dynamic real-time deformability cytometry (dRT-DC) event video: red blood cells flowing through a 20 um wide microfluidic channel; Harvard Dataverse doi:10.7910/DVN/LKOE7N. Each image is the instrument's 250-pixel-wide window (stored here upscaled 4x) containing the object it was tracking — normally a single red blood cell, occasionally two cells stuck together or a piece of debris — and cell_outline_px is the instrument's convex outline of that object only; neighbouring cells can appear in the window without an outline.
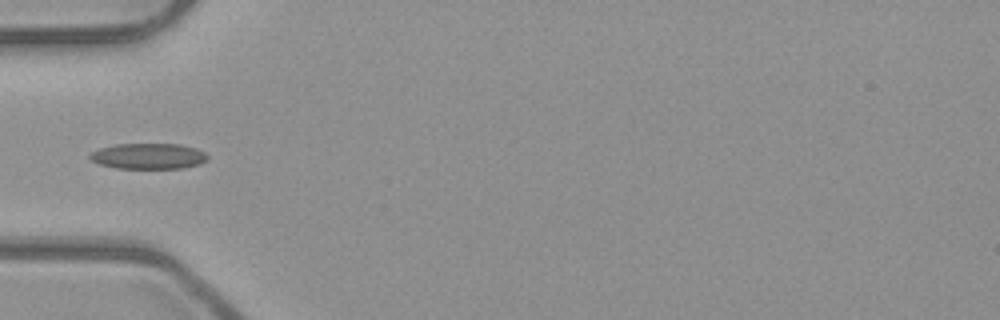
{"species": "common noctule bat (a hibernating species)", "species_latin": "Nyctalus noctula", "temperature_condition": "room temperature", "stored_images_in_passage": 5, "camera_frame_rate_fps": 3000, "um_per_image_px": 0.085, "animal": {"sex": "male", "body_mass_g": 23.1, "forearm_length_mm": 52.7}, "frame": {"image": 1, "passage_image": 5, "time_ms": 1.333, "image_size_px": [1000, 320], "cell_outline_px": [[208, 160], [200, 164], [184, 168], [116, 168], [100, 164], [92, 160], [88, 156], [92, 152], [100, 148], [116, 144], [180, 144], [196, 148], [204, 152], [208, 156]], "centroid_in_image_um": [12.65, 13.27], "position_along_channel_um": 72.4, "area_um2": 17.63}}